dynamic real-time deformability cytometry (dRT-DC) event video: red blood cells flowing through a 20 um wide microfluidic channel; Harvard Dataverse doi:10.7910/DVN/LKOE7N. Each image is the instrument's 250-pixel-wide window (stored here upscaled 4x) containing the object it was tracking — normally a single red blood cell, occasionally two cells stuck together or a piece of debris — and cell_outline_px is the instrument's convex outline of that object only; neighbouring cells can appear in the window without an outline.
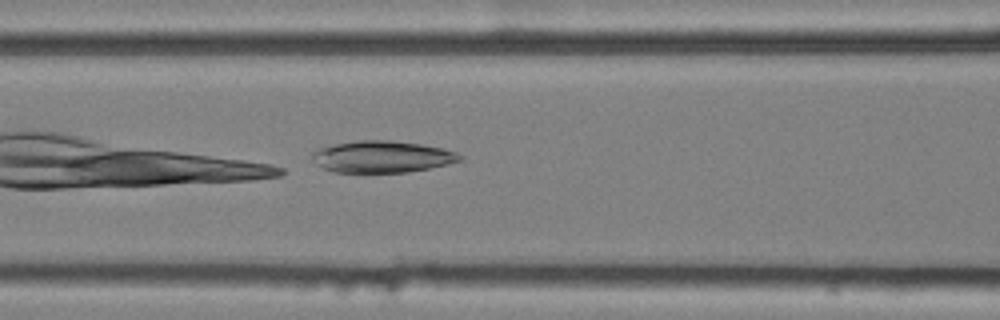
{"species": "common noctule bat (a hibernating species)", "species_latin": "Nyctalus noctula", "temperature_condition": "cold", "stored_images_in_passage": 17, "camera_frame_rate_fps": 3000, "um_per_image_px": 0.085, "animal": {"sex": "female", "body_mass_g": 25.1}, "frame": {"image": 1, "passage_image": 6, "time_ms": 1.667, "image_size_px": [1000, 320], "cell_outline_px": [[464, 156], [460, 160], [428, 168], [408, 172], [332, 172], [316, 164], [312, 160], [312, 152], [316, 148], [336, 144], [360, 140], [388, 140], [420, 144], [440, 148], [456, 152]], "centroid_in_image_um": [32.41, 13.32], "position_along_channel_um": 134.2, "area_um2": 27.05}}
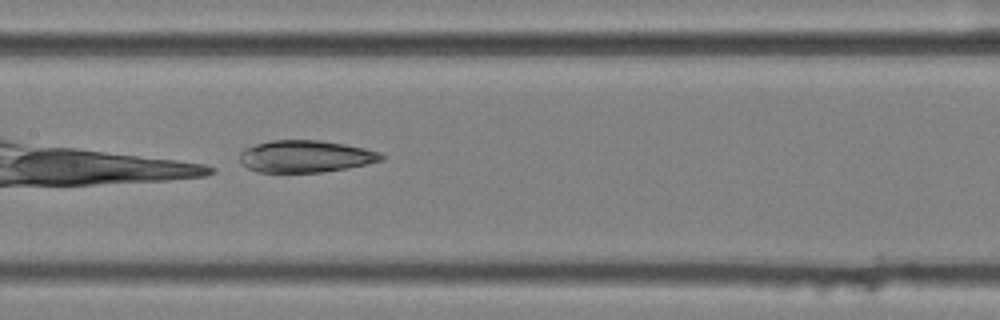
{"frame": {"image": 2, "passage_image": 10, "time_ms": 3.0, "image_size_px": [1000, 320], "cell_outline_px": [[384, 160], [348, 168], [324, 172], [256, 172], [240, 164], [240, 152], [244, 148], [256, 144], [272, 140], [320, 140], [344, 144], [364, 148], [380, 152], [384, 156]], "centroid_in_image_um": [25.95, 13.29], "position_along_channel_um": 181.4, "area_um2": 26.59}}